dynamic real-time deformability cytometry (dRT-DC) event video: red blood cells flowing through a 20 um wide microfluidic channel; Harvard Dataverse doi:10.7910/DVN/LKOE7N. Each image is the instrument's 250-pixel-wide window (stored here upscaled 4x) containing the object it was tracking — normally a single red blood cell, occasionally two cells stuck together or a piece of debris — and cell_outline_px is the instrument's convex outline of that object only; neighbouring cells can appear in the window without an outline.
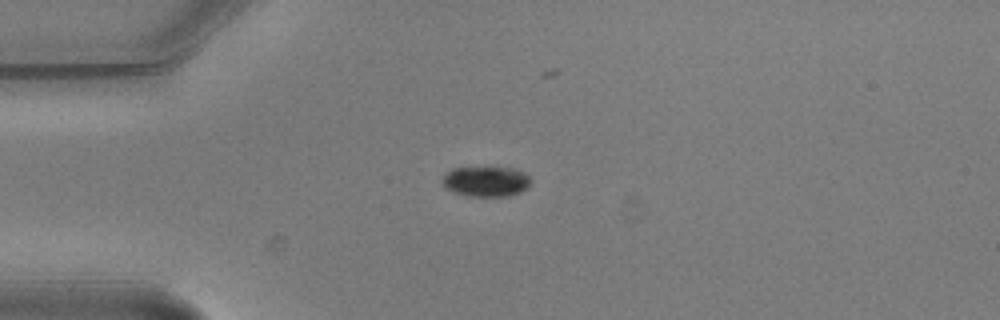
{"species": "common noctule bat (a hibernating species)", "species_latin": "Nyctalus noctula", "temperature_condition": "warm", "stored_images_in_passage": 5, "camera_frame_rate_fps": 3000, "um_per_image_px": 0.085, "animal": {"sex": "male", "body_mass_g": 20.5, "forearm_length_mm": 52.5}, "frame": {"image": 1, "passage_image": 1, "time_ms": 0.0, "image_size_px": [1000, 320], "cell_outline_px": [[532, 180], [520, 192], [508, 196], [468, 196], [452, 192], [440, 184], [440, 180], [444, 172], [452, 168], [516, 168], [524, 172]], "centroid_in_image_um": [41.23, 15.42], "position_along_channel_um": 43.8, "area_um2": 15.72}}
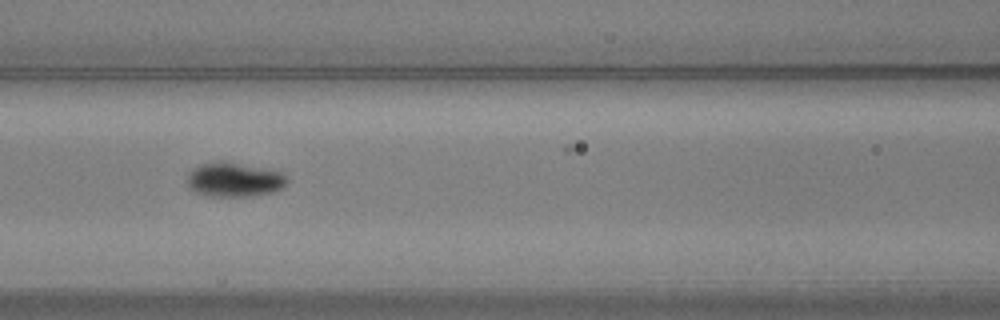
{"frame": {"image": 2, "passage_image": 4, "time_ms": 1.0, "image_size_px": [1000, 320], "cell_outline_px": [[288, 180], [284, 188], [272, 192], [252, 196], [208, 196], [196, 192], [188, 188], [188, 172], [192, 168], [200, 164], [220, 160], [224, 160], [280, 172]], "centroid_in_image_um": [19.87, 15.27], "position_along_channel_um": 146.7, "area_um2": 20.06}}
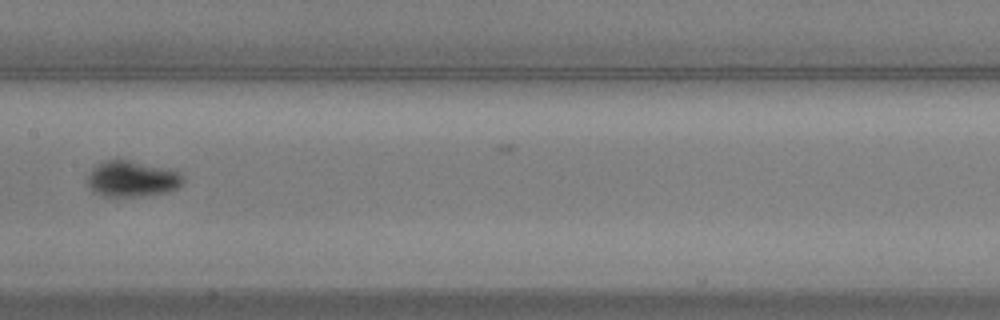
{"frame": {"image": 3, "passage_image": 5, "time_ms": 1.333, "image_size_px": [1000, 320], "cell_outline_px": [[184, 180], [176, 188], [168, 192], [140, 196], [104, 196], [92, 192], [88, 184], [88, 176], [92, 168], [96, 164], [104, 160], [128, 160], [172, 168], [180, 172], [184, 176]], "centroid_in_image_um": [11.24, 15.19], "position_along_channel_um": 196.2, "area_um2": 20.23}}